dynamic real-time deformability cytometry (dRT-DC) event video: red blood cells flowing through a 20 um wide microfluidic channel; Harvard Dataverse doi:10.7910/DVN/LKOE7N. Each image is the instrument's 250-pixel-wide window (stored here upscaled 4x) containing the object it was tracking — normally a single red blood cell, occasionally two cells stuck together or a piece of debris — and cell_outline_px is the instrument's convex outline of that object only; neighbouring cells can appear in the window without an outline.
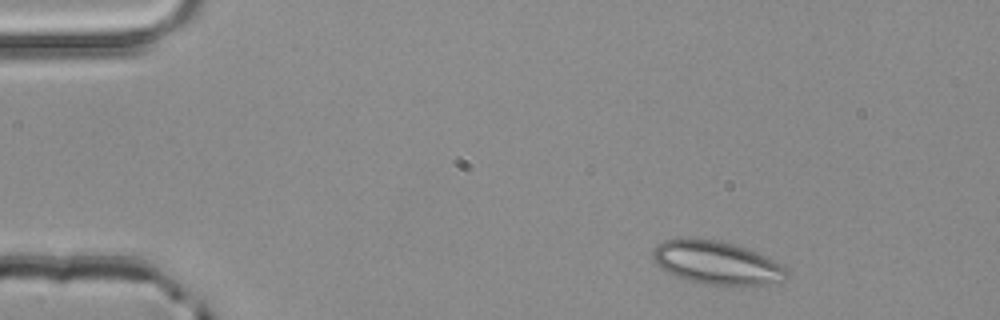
{"species": "common noctule bat (a hibernating species)", "species_latin": "Nyctalus noctula", "temperature_condition": "room temperature", "stored_images_in_passage": 3, "camera_frame_rate_fps": 3000, "um_per_image_px": 0.085, "animal": {"sex": "male", "body_mass_g": 20.4}, "frame": {"image": 1, "passage_image": 1, "time_ms": 0.0, "image_size_px": [1000, 320], "cell_outline_px": [[788, 276], [780, 284], [756, 288], [740, 288], [704, 284], [688, 280], [676, 276], [660, 268], [652, 260], [652, 252], [656, 244], [664, 240], [720, 240], [736, 244], [768, 256], [780, 264], [788, 272]], "centroid_in_image_um": [61.03, 22.41], "position_along_channel_um": 24.0, "area_um2": 34.8}}